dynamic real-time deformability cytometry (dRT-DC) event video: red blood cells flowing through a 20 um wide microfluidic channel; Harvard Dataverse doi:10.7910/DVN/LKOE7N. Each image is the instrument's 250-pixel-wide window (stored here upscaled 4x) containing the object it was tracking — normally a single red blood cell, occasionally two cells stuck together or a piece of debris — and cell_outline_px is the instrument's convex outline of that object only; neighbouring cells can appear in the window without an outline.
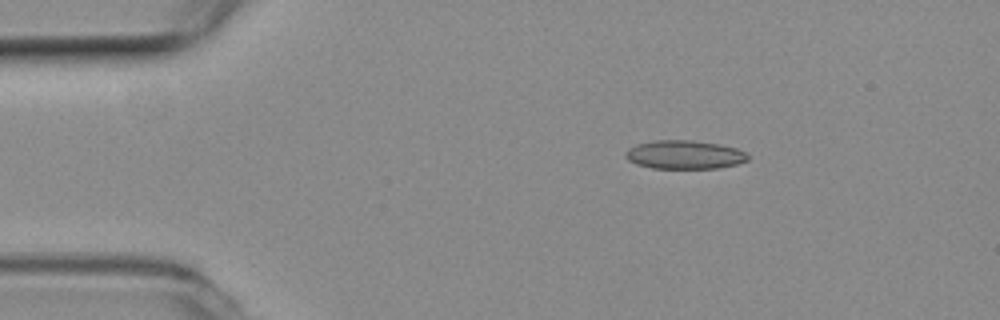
{"species": "common noctule bat (a hibernating species)", "species_latin": "Nyctalus noctula", "temperature_condition": "room temperature", "stored_images_in_passage": 2, "camera_frame_rate_fps": 3000, "um_per_image_px": 0.085, "animal": {"sex": "female", "body_mass_g": 19.3, "forearm_length_mm": 54.1}, "frame": {"image": 1, "passage_image": 1, "time_ms": 0.0, "image_size_px": [1000, 320], "cell_outline_px": [[748, 160], [736, 164], [720, 168], [652, 168], [636, 164], [628, 160], [624, 156], [624, 152], [628, 148], [636, 144], [656, 140], [692, 140], [720, 144], [736, 148], [748, 152]], "centroid_in_image_um": [58.17, 13.14], "position_along_channel_um": 26.8, "area_um2": 20.58}}